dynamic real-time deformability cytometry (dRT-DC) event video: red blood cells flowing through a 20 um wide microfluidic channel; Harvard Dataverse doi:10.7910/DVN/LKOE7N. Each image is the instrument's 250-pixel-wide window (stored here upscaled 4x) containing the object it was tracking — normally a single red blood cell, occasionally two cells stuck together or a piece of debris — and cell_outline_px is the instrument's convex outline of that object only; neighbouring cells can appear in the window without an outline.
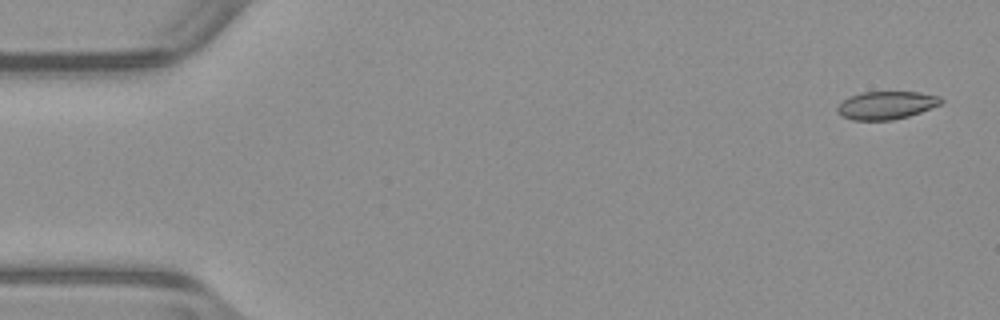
{"species": "common noctule bat (a hibernating species)", "species_latin": "Nyctalus noctula", "temperature_condition": "warm", "stored_images_in_passage": 40, "camera_frame_rate_fps": 3000, "um_per_image_px": 0.085, "animal": {"sex": "male", "body_mass_g": 23.1, "forearm_length_mm": 52.7}, "frame": {"image": 1, "passage_image": 2, "time_ms": 0.333, "image_size_px": [1000, 320], "cell_outline_px": [[944, 100], [940, 104], [920, 112], [908, 116], [892, 120], [852, 120], [836, 112], [836, 108], [848, 96], [864, 92], [920, 92], [940, 96]], "centroid_in_image_um": [75.34, 8.94], "position_along_channel_um": 9.7, "area_um2": 16.82}}
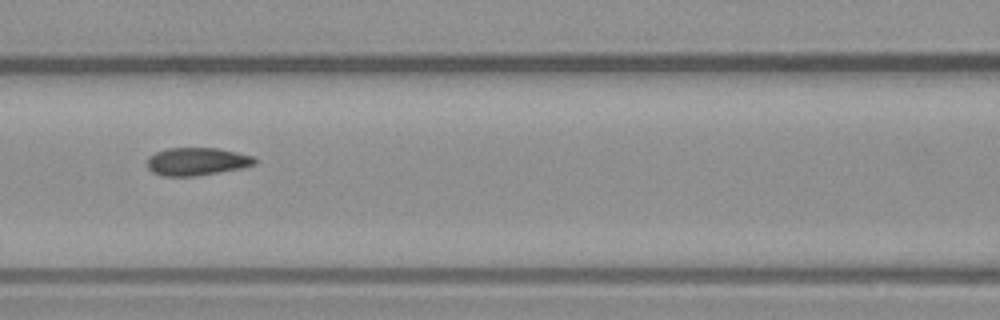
{"frame": {"image": 2, "passage_image": 23, "time_ms": 7.333, "image_size_px": [1000, 320], "cell_outline_px": [[256, 164], [240, 168], [196, 176], [164, 176], [152, 172], [148, 168], [148, 156], [156, 152], [168, 148], [216, 148], [236, 152], [252, 156], [256, 160]], "centroid_in_image_um": [16.71, 13.73], "position_along_channel_um": 149.9, "area_um2": 17.28}}
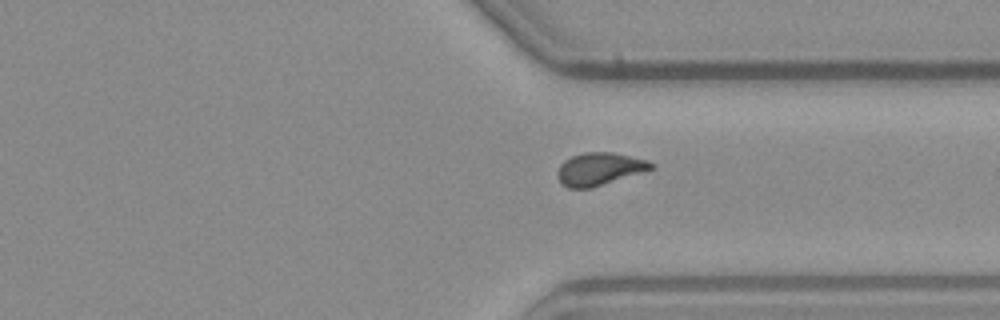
{"frame": {"image": 3, "passage_image": 39, "time_ms": 12.667, "image_size_px": [1000, 320], "cell_outline_px": [[656, 164], [652, 168], [592, 188], [568, 188], [560, 180], [556, 172], [560, 164], [564, 160], [572, 156], [584, 152], [612, 152], [648, 160]], "centroid_in_image_um": [50.93, 14.35], "position_along_channel_um": 360.5, "area_um2": 17.57}}